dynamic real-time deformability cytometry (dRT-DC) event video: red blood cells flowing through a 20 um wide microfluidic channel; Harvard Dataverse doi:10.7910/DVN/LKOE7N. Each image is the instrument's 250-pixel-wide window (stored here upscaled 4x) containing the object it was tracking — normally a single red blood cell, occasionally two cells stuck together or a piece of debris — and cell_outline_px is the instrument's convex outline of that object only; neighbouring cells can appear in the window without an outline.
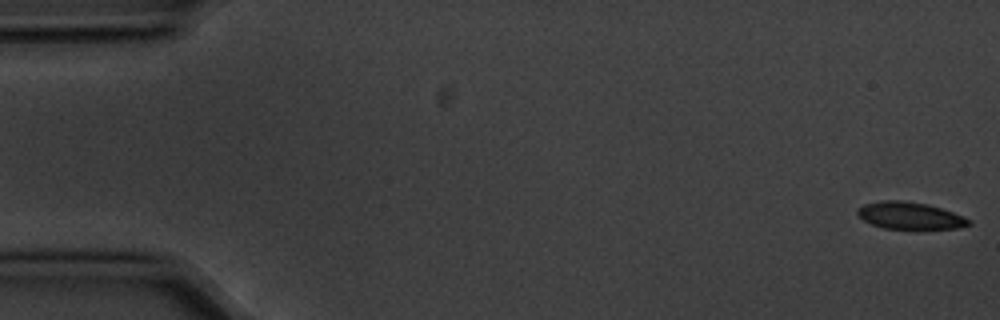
{"species": "common noctule bat (a hibernating species)", "species_latin": "Nyctalus noctula", "temperature_condition": "cold", "stored_images_in_passage": 8, "camera_frame_rate_fps": 3000, "um_per_image_px": 0.085, "animal": {"sex": "male", "body_mass_g": 20.1, "forearm_length_mm": 53.5}, "frame": {"image": 1, "passage_image": 1, "time_ms": 0.0, "image_size_px": [1000, 320], "cell_outline_px": [[972, 224], [960, 228], [884, 228], [872, 224], [864, 220], [856, 212], [864, 204], [884, 200], [900, 200], [928, 204], [964, 216], [972, 220]], "centroid_in_image_um": [77.39, 18.32], "position_along_channel_um": 7.6, "area_um2": 17.28}}
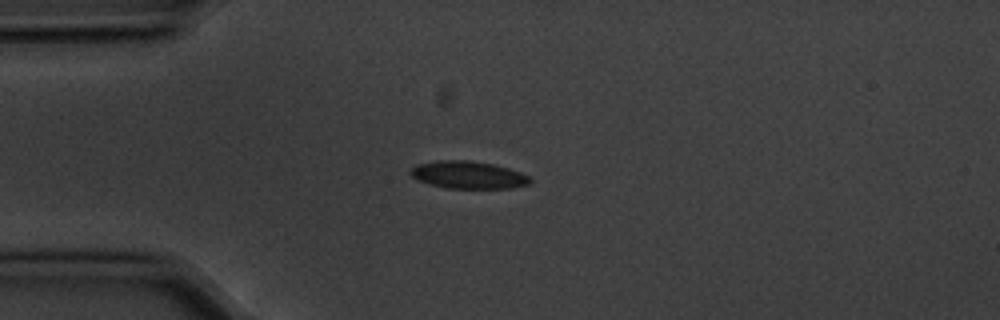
{"frame": {"image": 2, "passage_image": 4, "time_ms": 1.0, "image_size_px": [1000, 320], "cell_outline_px": [[532, 180], [528, 184], [512, 188], [448, 188], [432, 184], [420, 180], [412, 176], [408, 172], [416, 164], [436, 160], [468, 160], [492, 164], [508, 168], [520, 172], [528, 176]], "centroid_in_image_um": [39.79, 14.86], "position_along_channel_um": 45.2, "area_um2": 18.96}}
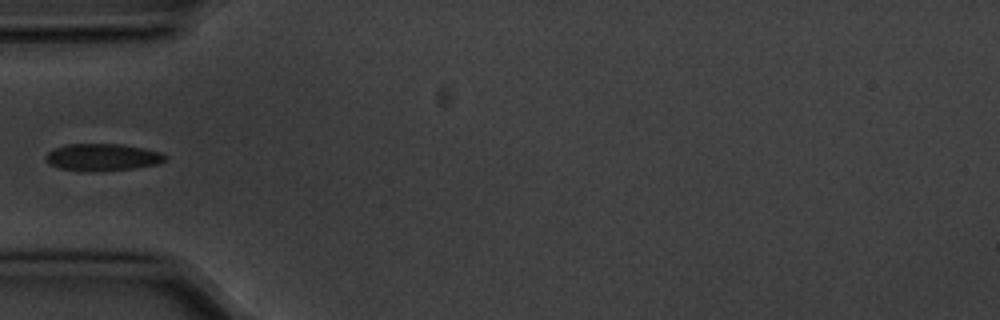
{"frame": {"image": 3, "passage_image": 5, "time_ms": 1.333, "image_size_px": [1000, 320], "cell_outline_px": [[168, 160], [156, 164], [132, 168], [60, 168], [48, 164], [44, 156], [48, 152], [64, 144], [124, 144], [144, 148], [160, 152], [168, 156]], "centroid_in_image_um": [8.75, 13.3], "position_along_channel_um": 76.2, "area_um2": 17.92}}